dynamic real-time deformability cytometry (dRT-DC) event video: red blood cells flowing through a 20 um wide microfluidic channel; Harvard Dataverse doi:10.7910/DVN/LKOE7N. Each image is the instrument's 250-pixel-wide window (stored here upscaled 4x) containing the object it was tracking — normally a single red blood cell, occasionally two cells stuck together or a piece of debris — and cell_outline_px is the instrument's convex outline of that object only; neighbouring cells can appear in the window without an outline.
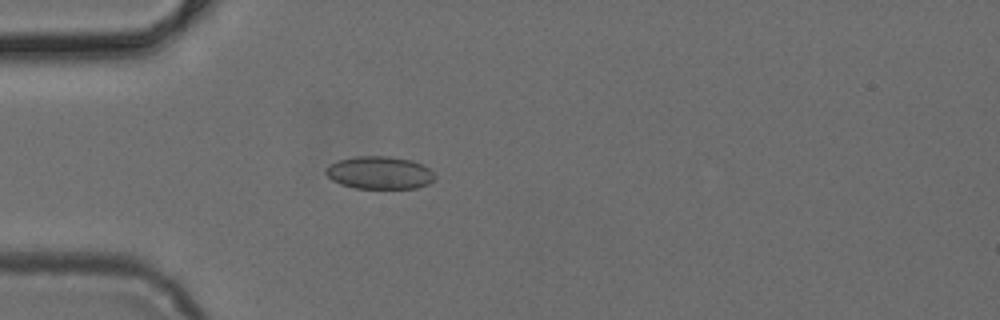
{"species": "common noctule bat (a hibernating species)", "species_latin": "Nyctalus noctula", "temperature_condition": "cold", "stored_images_in_passage": 6, "camera_frame_rate_fps": 3000, "um_per_image_px": 0.085, "animal": {"sex": "female", "body_mass_g": 24.6, "forearm_length_mm": 56.2}, "frame": {"image": 1, "passage_image": 6, "time_ms": 1.667, "image_size_px": [1000, 320], "cell_outline_px": [[436, 176], [428, 184], [416, 188], [356, 188], [340, 184], [332, 180], [324, 172], [324, 168], [328, 164], [336, 160], [356, 156], [388, 156], [412, 160], [424, 164]], "centroid_in_image_um": [32.22, 14.67], "position_along_channel_um": 52.8, "area_um2": 20.98}}